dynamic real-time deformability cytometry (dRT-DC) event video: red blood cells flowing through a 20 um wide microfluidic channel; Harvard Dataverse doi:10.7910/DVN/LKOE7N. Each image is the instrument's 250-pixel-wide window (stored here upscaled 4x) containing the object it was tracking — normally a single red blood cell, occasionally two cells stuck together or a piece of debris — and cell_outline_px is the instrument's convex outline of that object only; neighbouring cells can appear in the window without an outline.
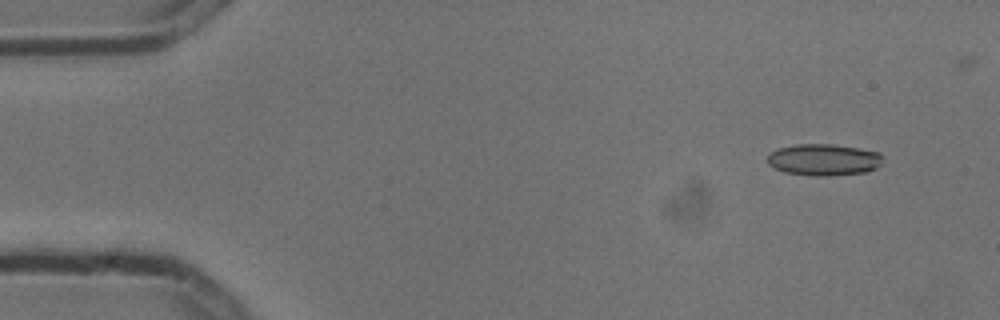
{"species": "common noctule bat (a hibernating species)", "species_latin": "Nyctalus noctula", "temperature_condition": "cold", "stored_images_in_passage": 3, "camera_frame_rate_fps": 3000, "um_per_image_px": 0.085, "animal": {"sex": "male", "body_mass_g": 13.3}, "frame": {"image": 1, "passage_image": 1, "time_ms": 0.0, "image_size_px": [1000, 320], "cell_outline_px": [[880, 164], [876, 168], [864, 172], [828, 176], [816, 176], [784, 172], [768, 164], [768, 152], [776, 148], [796, 144], [832, 144], [880, 152]], "centroid_in_image_um": [69.96, 13.57], "position_along_channel_um": 15.0, "area_um2": 21.15}}